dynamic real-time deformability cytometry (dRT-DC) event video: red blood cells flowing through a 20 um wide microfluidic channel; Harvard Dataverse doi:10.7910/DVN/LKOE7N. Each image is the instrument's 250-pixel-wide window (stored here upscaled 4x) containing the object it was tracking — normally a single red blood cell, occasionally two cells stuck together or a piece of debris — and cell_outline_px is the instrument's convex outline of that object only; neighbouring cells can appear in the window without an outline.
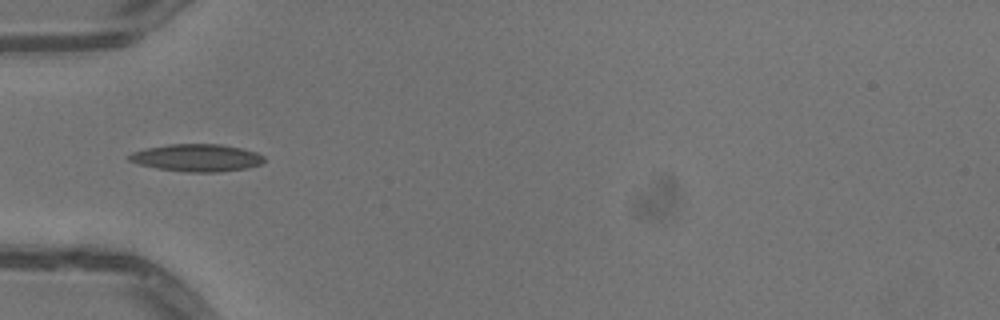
{"species": "common noctule bat (a hibernating species)", "species_latin": "Nyctalus noctula", "temperature_condition": "warm", "stored_images_in_passage": 15, "camera_frame_rate_fps": 3000, "um_per_image_px": 0.085, "animal": {"sex": "male", "body_mass_g": 13.3}, "frame": {"image": 1, "passage_image": 1, "time_ms": 0.0, "image_size_px": [1000, 320], "cell_outline_px": [[264, 160], [260, 164], [248, 168], [216, 172], [188, 172], [156, 168], [140, 164], [128, 160], [128, 156], [132, 152], [144, 148], [168, 144], [220, 144], [240, 148], [256, 152], [264, 156]], "centroid_in_image_um": [16.71, 13.41], "position_along_channel_um": 68.3, "area_um2": 21.5}}
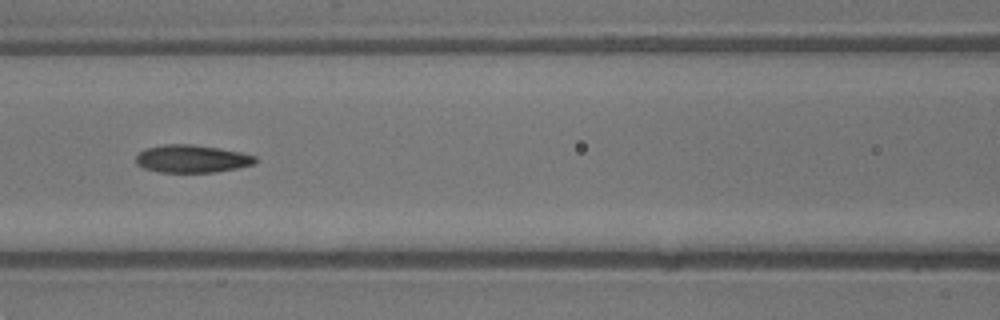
{"frame": {"image": 2, "passage_image": 7, "time_ms": 2.0, "image_size_px": [1000, 320], "cell_outline_px": [[256, 164], [216, 172], [160, 172], [144, 168], [136, 164], [136, 156], [144, 148], [164, 144], [192, 144], [220, 148], [240, 152], [256, 156]], "centroid_in_image_um": [16.3, 13.49], "position_along_channel_um": 150.3, "area_um2": 19.36}}